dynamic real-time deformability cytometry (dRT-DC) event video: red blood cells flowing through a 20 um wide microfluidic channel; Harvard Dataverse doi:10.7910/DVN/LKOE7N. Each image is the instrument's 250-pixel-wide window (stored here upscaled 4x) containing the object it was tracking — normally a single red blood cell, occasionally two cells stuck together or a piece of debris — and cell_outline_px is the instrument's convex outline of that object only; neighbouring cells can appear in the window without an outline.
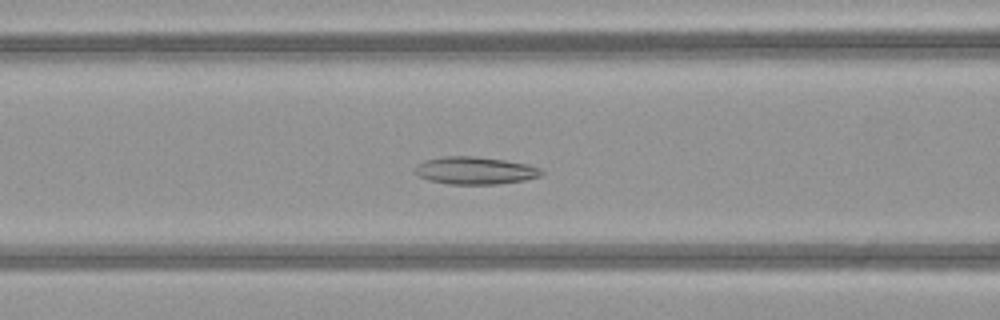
{"species": "common noctule bat (a hibernating species)", "species_latin": "Nyctalus noctula", "temperature_condition": "warm", "stored_images_in_passage": 39, "camera_frame_rate_fps": 3000, "um_per_image_px": 0.085, "animal": {"sex": "female", "body_mass_g": 21.9}, "frame": {"image": 1, "passage_image": 9, "time_ms": 2.667, "image_size_px": [1000, 320], "cell_outline_px": [[544, 172], [540, 176], [524, 180], [496, 184], [448, 184], [428, 180], [420, 176], [416, 172], [416, 164], [424, 160], [444, 156], [476, 156], [504, 160], [528, 164], [540, 168]], "centroid_in_image_um": [40.38, 14.49], "position_along_channel_um": 126.2, "area_um2": 20.23}}
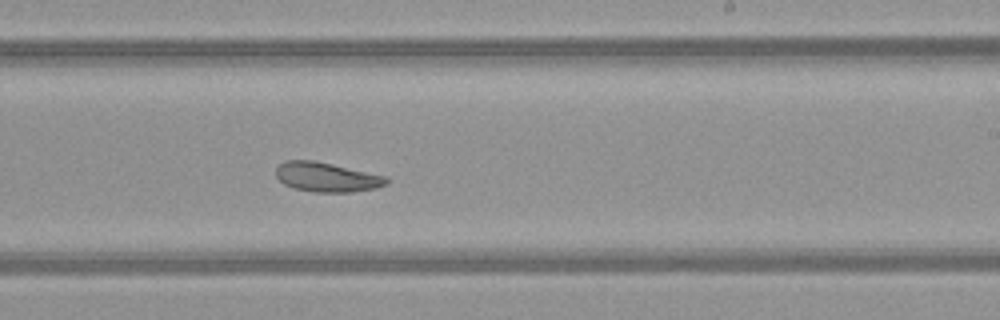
{"frame": {"image": 2, "passage_image": 19, "time_ms": 6.0, "image_size_px": [1000, 320], "cell_outline_px": [[388, 184], [376, 188], [352, 192], [316, 192], [292, 188], [284, 184], [276, 176], [276, 168], [284, 160], [312, 160], [332, 164], [388, 176]], "centroid_in_image_um": [27.78, 15.05], "position_along_channel_um": 261.2, "area_um2": 19.07}}
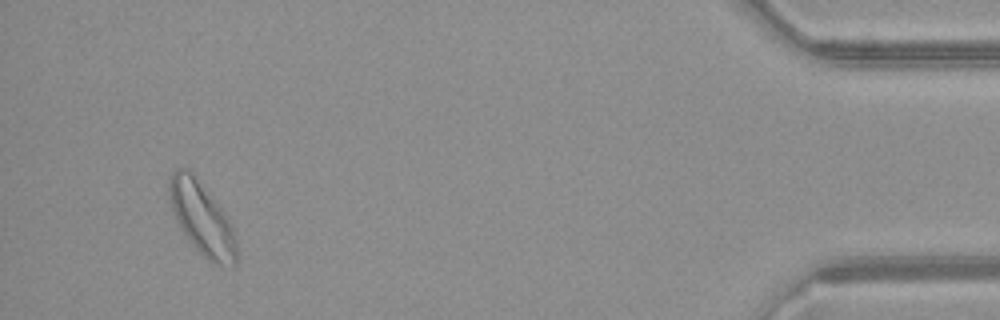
{"frame": {"image": 3, "passage_image": 36, "time_ms": 11.667, "image_size_px": [1000, 320], "cell_outline_px": [[236, 264], [212, 264], [192, 244], [176, 220], [172, 208], [168, 192], [168, 176], [176, 168], [184, 168], [192, 172], [224, 212], [232, 228], [236, 240]], "centroid_in_image_um": [17.13, 18.53], "position_along_channel_um": 418.1, "area_um2": 27.92}}